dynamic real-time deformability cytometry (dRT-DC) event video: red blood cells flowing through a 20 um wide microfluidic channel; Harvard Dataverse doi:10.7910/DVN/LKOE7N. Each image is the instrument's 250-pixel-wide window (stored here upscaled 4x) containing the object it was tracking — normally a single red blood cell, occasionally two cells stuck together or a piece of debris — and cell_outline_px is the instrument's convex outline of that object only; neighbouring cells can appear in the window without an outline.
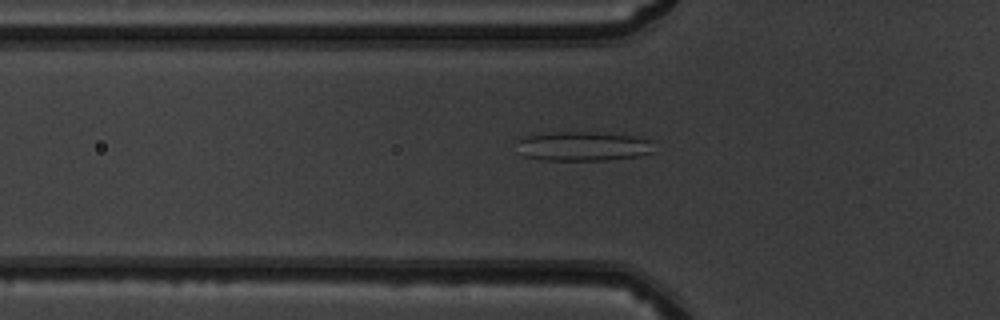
{"species": "common noctule bat (a hibernating species)", "species_latin": "Nyctalus noctula", "temperature_condition": "warm", "stored_images_in_passage": 27, "camera_frame_rate_fps": 3000, "um_per_image_px": 0.085, "animal": {"sex": "male", "body_mass_g": 19.5, "forearm_length_mm": 54.6}, "frame": {"image": 1, "passage_image": 7, "time_ms": 2.0, "image_size_px": [1000, 320], "cell_outline_px": [[652, 152], [636, 156], [608, 160], [544, 160], [524, 156], [516, 140], [524, 136], [560, 132], [596, 132], [636, 136], [648, 140]], "centroid_in_image_um": [49.52, 12.43], "position_along_channel_um": 76.3, "area_um2": 23.06}}
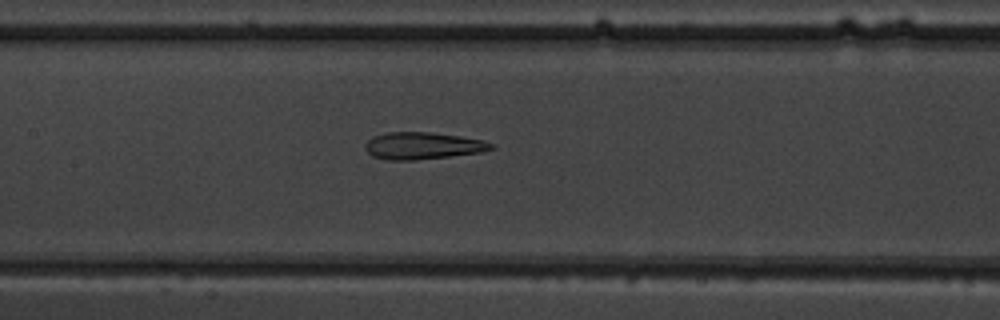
{"frame": {"image": 2, "passage_image": 14, "time_ms": 4.333, "image_size_px": [1000, 320], "cell_outline_px": [[496, 148], [480, 152], [416, 160], [388, 160], [372, 156], [364, 148], [364, 144], [372, 136], [388, 132], [432, 132], [460, 136], [484, 140], [492, 144]], "centroid_in_image_um": [35.9, 12.38], "position_along_channel_um": 171.5, "area_um2": 19.88}}
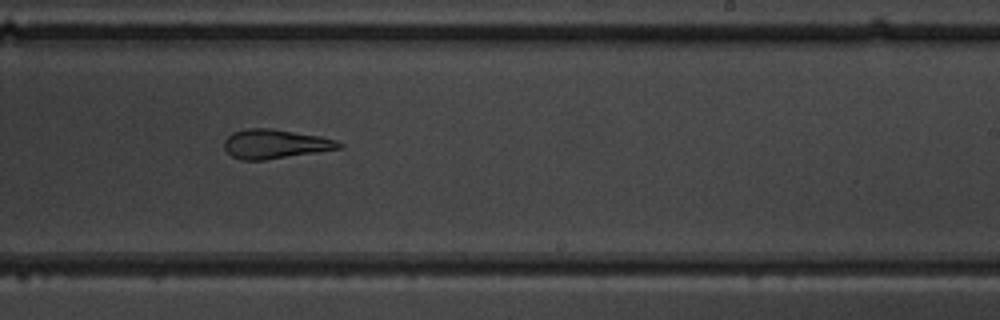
{"frame": {"image": 3, "passage_image": 21, "time_ms": 6.667, "image_size_px": [1000, 320], "cell_outline_px": [[344, 148], [264, 160], [240, 160], [232, 156], [224, 148], [224, 140], [232, 132], [248, 128], [272, 128], [320, 136], [336, 140], [344, 144]], "centroid_in_image_um": [23.4, 12.23], "position_along_channel_um": 265.6, "area_um2": 19.65}}